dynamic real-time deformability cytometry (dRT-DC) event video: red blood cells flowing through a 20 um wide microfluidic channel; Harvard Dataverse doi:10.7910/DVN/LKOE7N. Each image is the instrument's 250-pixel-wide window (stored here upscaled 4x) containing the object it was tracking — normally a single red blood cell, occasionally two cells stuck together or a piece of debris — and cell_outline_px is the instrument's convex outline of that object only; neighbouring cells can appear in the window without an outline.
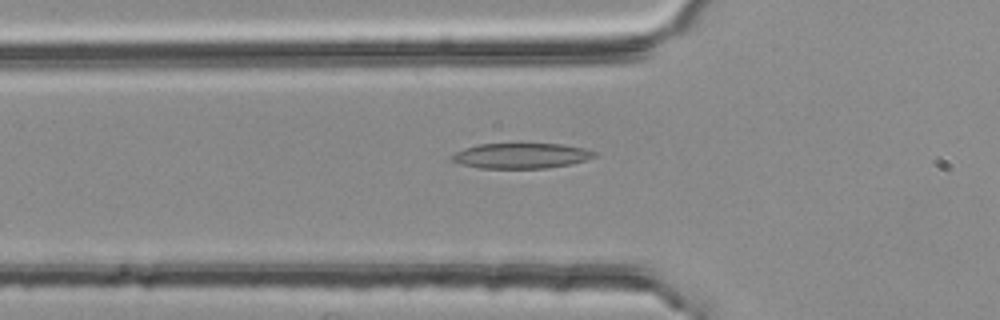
{"species": "common noctule bat (a hibernating species)", "species_latin": "Nyctalus noctula", "temperature_condition": "room temperature", "stored_images_in_passage": 42, "camera_frame_rate_fps": 3000, "um_per_image_px": 0.085, "animal": {"sex": "female", "body_mass_g": 25.1}, "frame": {"image": 1, "passage_image": 6, "time_ms": 1.667, "image_size_px": [1000, 320], "cell_outline_px": [[600, 152], [596, 156], [584, 160], [568, 164], [544, 168], [480, 168], [460, 164], [452, 160], [448, 156], [464, 148], [480, 144], [560, 144], [584, 148]], "centroid_in_image_um": [44.28, 13.23], "position_along_channel_um": 81.5, "area_um2": 20.92}}
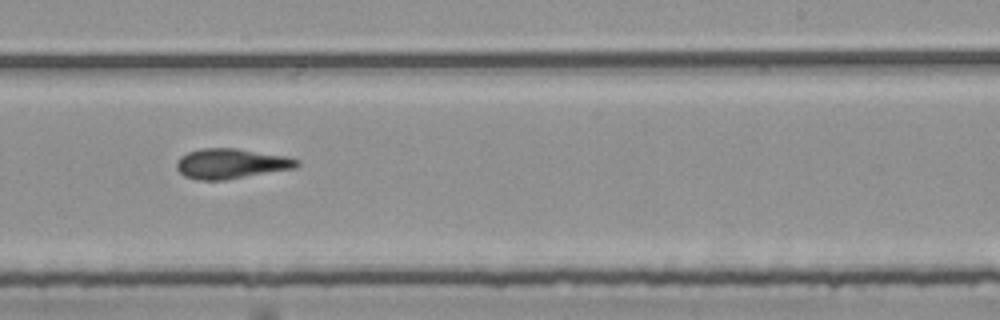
{"frame": {"image": 2, "passage_image": 21, "time_ms": 6.667, "image_size_px": [1000, 320], "cell_outline_px": [[300, 164], [296, 168], [224, 180], [196, 180], [184, 176], [176, 168], [176, 160], [180, 156], [188, 152], [200, 148], [236, 148], [288, 156], [300, 160]], "centroid_in_image_um": [19.64, 13.9], "position_along_channel_um": 269.4, "area_um2": 21.33}}
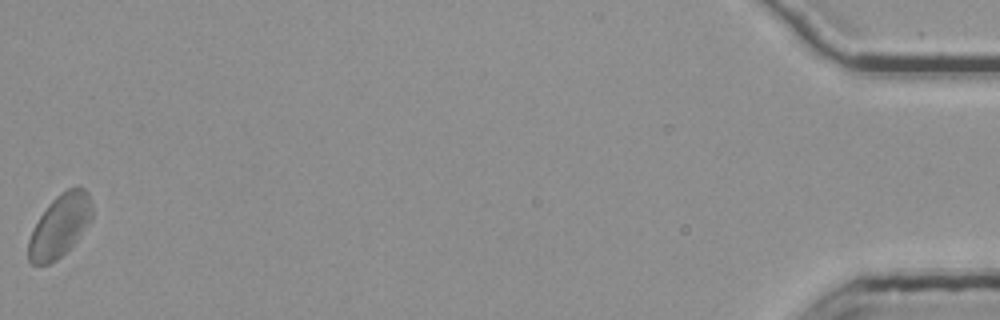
{"frame": {"image": 3, "passage_image": 42, "time_ms": 13.667, "image_size_px": [1000, 320], "cell_outline_px": [[92, 216], [88, 224], [80, 236], [56, 260], [48, 264], [32, 264], [28, 260], [28, 240], [40, 216], [48, 204], [60, 192], [76, 184], [84, 188], [88, 192], [92, 208]], "centroid_in_image_um": [5.09, 19.15], "position_along_channel_um": 430.1, "area_um2": 23.06}, "authors_computed_cell_mechanics": {"area_um2": 21.097, "velocity_mm_per_s": 3.7521, "shape_relaxation_time_tau1_ms": 8.529, "shape_relaxation_time_tau2_ms": 3.6351, "deformation_change_tau1": 0.197, "deformation_change_tau2": 0.1278}}